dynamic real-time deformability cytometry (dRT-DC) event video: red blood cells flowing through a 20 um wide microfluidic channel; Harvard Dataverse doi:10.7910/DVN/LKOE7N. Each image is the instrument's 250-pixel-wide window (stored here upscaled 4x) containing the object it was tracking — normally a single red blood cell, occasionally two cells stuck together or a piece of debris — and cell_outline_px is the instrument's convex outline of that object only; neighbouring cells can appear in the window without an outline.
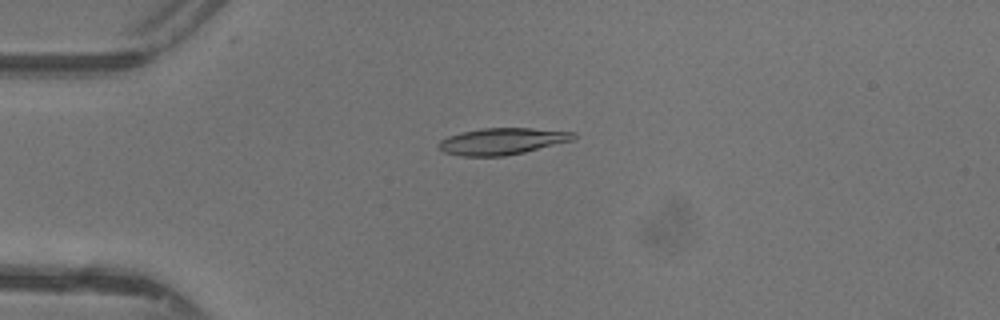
{"species": "common noctule bat (a hibernating species)", "species_latin": "Nyctalus noctula", "temperature_condition": "warm", "stored_images_in_passage": 15, "camera_frame_rate_fps": 3000, "um_per_image_px": 0.085, "animal": {"sex": "female"}, "frame": {"image": 1, "passage_image": 4, "time_ms": 1.0, "image_size_px": [1000, 320], "cell_outline_px": [[576, 140], [524, 152], [504, 156], [460, 156], [444, 152], [436, 144], [440, 140], [448, 136], [460, 132], [484, 128], [532, 128], [576, 132]], "centroid_in_image_um": [42.71, 12.0], "position_along_channel_um": 42.3, "area_um2": 21.1}}
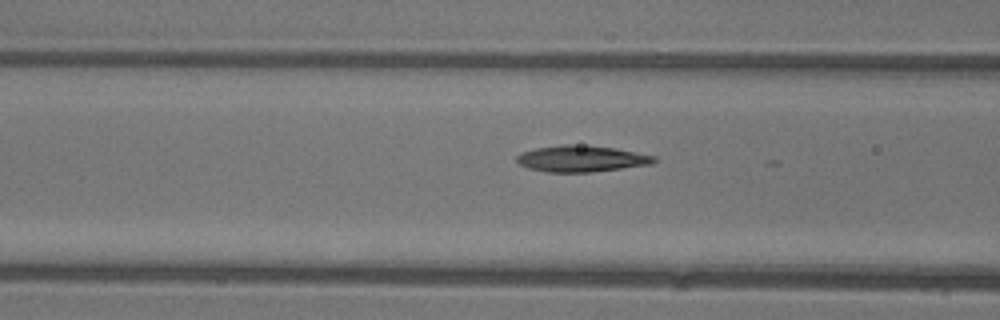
{"frame": {"image": 2, "passage_image": 11, "time_ms": 3.333, "image_size_px": [1000, 320], "cell_outline_px": [[656, 160], [652, 164], [588, 172], [548, 172], [528, 168], [520, 164], [516, 160], [516, 156], [520, 152], [536, 148], [560, 144], [572, 144], [616, 148], [656, 156]], "centroid_in_image_um": [49.39, 13.48], "position_along_channel_um": 117.2, "area_um2": 20.98}}
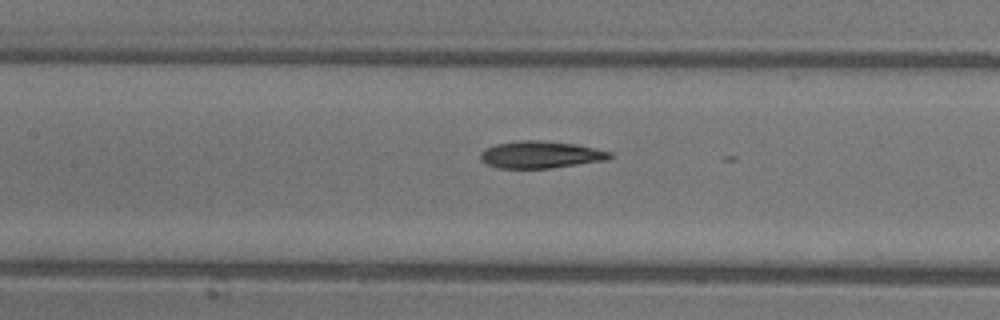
{"frame": {"image": 3, "passage_image": 14, "time_ms": 4.333, "image_size_px": [1000, 320], "cell_outline_px": [[616, 156], [608, 160], [552, 168], [496, 168], [480, 160], [480, 152], [484, 148], [496, 144], [520, 140], [544, 140], [576, 144], [612, 152]], "centroid_in_image_um": [45.98, 13.14], "position_along_channel_um": 161.4, "area_um2": 20.75}}